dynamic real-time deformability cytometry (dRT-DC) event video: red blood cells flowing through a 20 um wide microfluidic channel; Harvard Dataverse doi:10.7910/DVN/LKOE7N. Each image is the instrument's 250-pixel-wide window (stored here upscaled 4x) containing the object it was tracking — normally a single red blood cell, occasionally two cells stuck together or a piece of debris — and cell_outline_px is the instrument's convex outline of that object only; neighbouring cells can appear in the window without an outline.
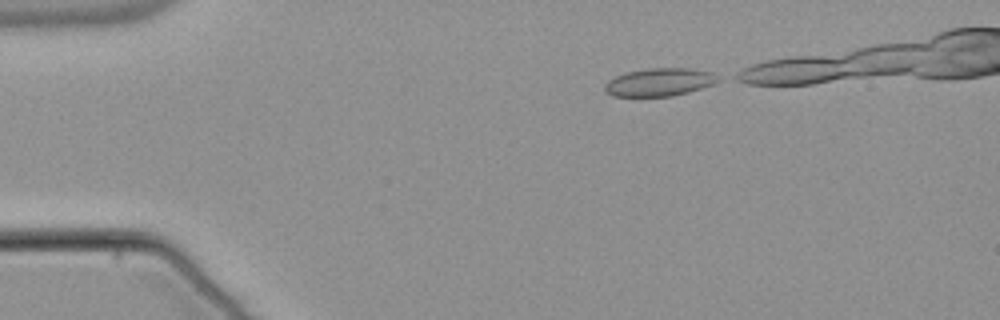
{"species": "common noctule bat (a hibernating species)", "species_latin": "Nyctalus noctula", "temperature_condition": "warm", "stored_images_in_passage": 35, "camera_frame_rate_fps": 3000, "um_per_image_px": 0.085, "animal": {"sex": "male", "body_mass_g": 21.5, "forearm_length_mm": 52.0}, "frame": {"image": 1, "passage_image": 1, "time_ms": 0.0, "image_size_px": [1000, 320], "cell_outline_px": [[720, 80], [712, 84], [688, 92], [672, 96], [612, 96], [604, 92], [604, 84], [608, 80], [616, 76], [628, 72], [648, 68], [688, 68], [712, 72], [720, 76]], "centroid_in_image_um": [56.04, 6.98], "position_along_channel_um": 29.0, "area_um2": 18.44}}
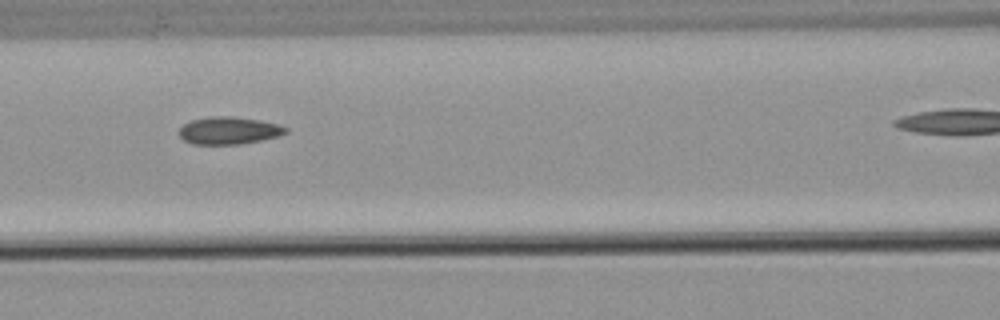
{"frame": {"image": 2, "passage_image": 15, "time_ms": 4.667, "image_size_px": [1000, 320], "cell_outline_px": [[288, 132], [280, 136], [240, 144], [192, 144], [184, 140], [176, 132], [184, 124], [192, 120], [212, 116], [232, 116], [260, 120], [280, 124], [288, 128]], "centroid_in_image_um": [19.47, 11.09], "position_along_channel_um": 147.1, "area_um2": 17.17}}
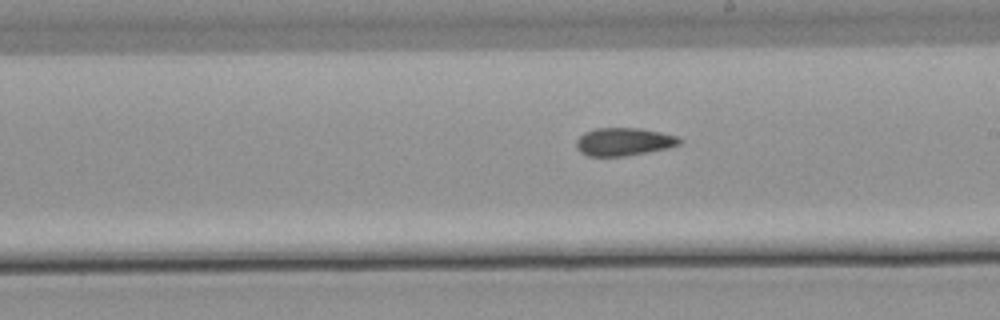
{"frame": {"image": 3, "passage_image": 22, "time_ms": 7.0, "image_size_px": [1000, 320], "cell_outline_px": [[684, 140], [680, 144], [668, 148], [648, 152], [624, 156], [588, 156], [580, 152], [576, 148], [576, 140], [584, 132], [596, 128], [640, 128], [660, 132], [676, 136]], "centroid_in_image_um": [53.02, 12.05], "position_along_channel_um": 236.0, "area_um2": 16.88}}